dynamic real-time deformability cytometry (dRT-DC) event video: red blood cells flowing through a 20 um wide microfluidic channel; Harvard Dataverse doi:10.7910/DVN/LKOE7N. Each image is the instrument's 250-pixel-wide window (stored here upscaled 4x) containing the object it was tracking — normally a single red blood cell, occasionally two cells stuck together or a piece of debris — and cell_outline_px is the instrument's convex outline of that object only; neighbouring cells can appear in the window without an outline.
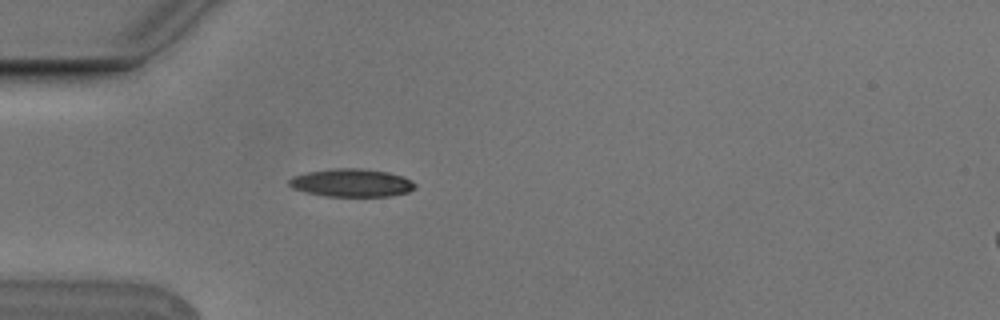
{"species": "Egyptian fruit bat (a non-hibernating species)", "species_latin": "Rousettus aegyptiacus", "temperature_condition": "cold", "stored_images_in_passage": 5, "camera_frame_rate_fps": 3000, "um_per_image_px": 0.085, "animal": {"sex": "male"}, "frame": {"image": 1, "passage_image": 5, "time_ms": 1.333, "image_size_px": [1000, 320], "cell_outline_px": [[416, 188], [408, 192], [392, 196], [324, 196], [292, 188], [288, 184], [288, 180], [292, 176], [308, 172], [332, 168], [360, 168], [388, 172], [404, 176], [412, 180], [416, 184]], "centroid_in_image_um": [29.91, 15.53], "position_along_channel_um": 55.1, "area_um2": 20.69}}